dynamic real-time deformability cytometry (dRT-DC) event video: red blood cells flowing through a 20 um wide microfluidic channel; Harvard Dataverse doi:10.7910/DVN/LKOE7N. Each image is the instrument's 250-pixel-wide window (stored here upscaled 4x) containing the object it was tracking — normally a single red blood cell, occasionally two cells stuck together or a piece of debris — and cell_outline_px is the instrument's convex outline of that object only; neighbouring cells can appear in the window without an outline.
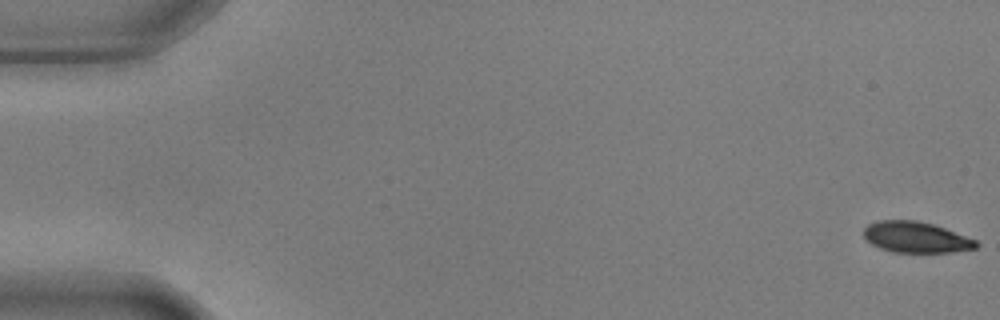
{"species": "common noctule bat (a hibernating species)", "species_latin": "Nyctalus noctula", "temperature_condition": "warm", "stored_images_in_passage": 21, "camera_frame_rate_fps": 3000, "um_per_image_px": 0.085, "animal": {"sex": "male", "body_mass_g": 17.9, "forearm_length_mm": 54.2}, "frame": {"image": 1, "passage_image": 1, "time_ms": 0.0, "image_size_px": [1000, 320], "cell_outline_px": [[980, 244], [976, 248], [952, 252], [892, 252], [880, 248], [872, 244], [864, 236], [864, 228], [868, 224], [876, 220], [916, 220], [932, 224], [944, 228], [976, 240]], "centroid_in_image_um": [77.84, 20.16], "position_along_channel_um": 7.2, "area_um2": 20.17}}
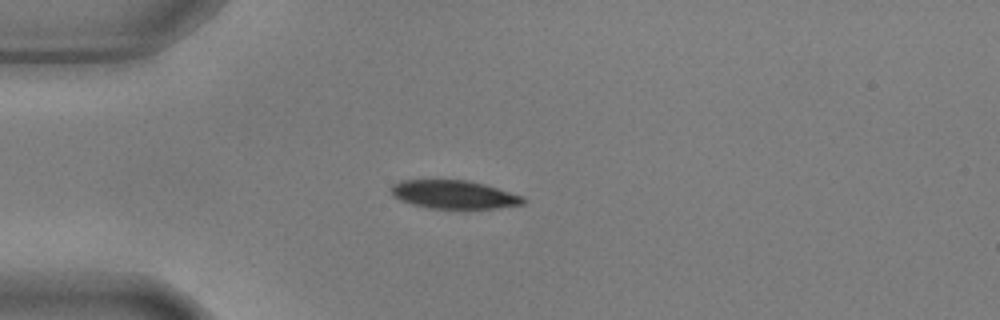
{"frame": {"image": 2, "passage_image": 15, "time_ms": 4.667, "image_size_px": [1000, 320], "cell_outline_px": [[524, 204], [496, 208], [464, 212], [428, 208], [412, 204], [400, 200], [392, 196], [392, 184], [400, 180], [468, 180], [484, 184], [524, 196]], "centroid_in_image_um": [38.6, 16.58], "position_along_channel_um": 46.4, "area_um2": 22.72}}
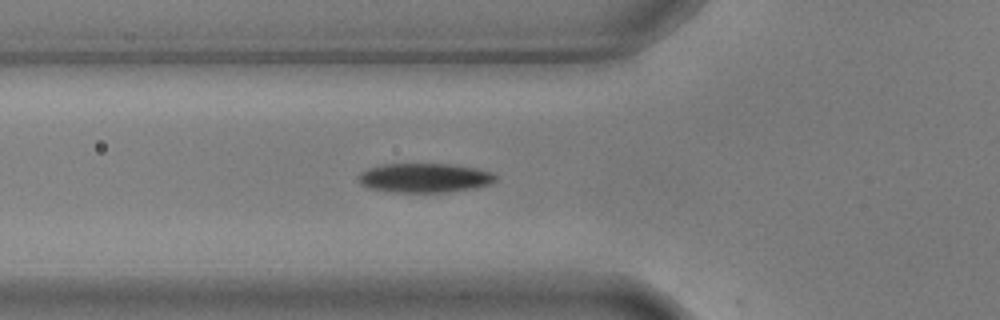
{"frame": {"image": 3, "passage_image": 20, "time_ms": 6.333, "image_size_px": [1000, 320], "cell_outline_px": [[500, 176], [492, 184], [476, 188], [448, 192], [392, 192], [368, 188], [360, 184], [356, 180], [356, 176], [360, 172], [368, 168], [380, 164], [448, 164], [480, 168], [492, 172]], "centroid_in_image_um": [36.1, 15.12], "position_along_channel_um": 89.7, "area_um2": 23.99}}